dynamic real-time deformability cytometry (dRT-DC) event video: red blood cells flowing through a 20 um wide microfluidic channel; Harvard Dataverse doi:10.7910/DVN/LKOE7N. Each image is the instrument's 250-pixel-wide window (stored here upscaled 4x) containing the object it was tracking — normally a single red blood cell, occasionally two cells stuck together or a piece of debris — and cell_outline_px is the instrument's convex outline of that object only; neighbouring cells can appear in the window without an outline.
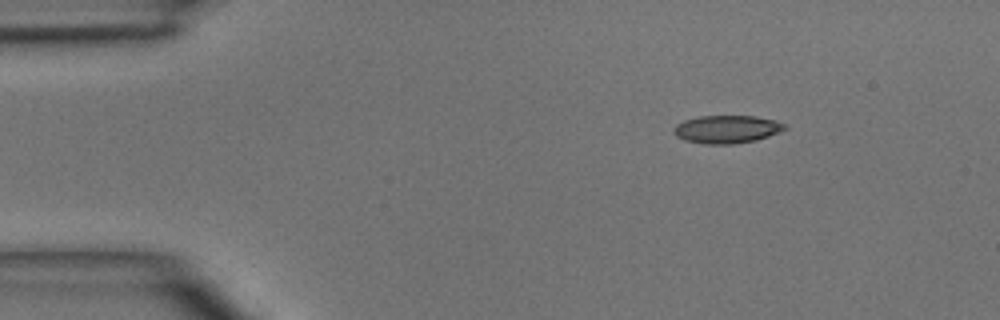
{"species": "common noctule bat (a hibernating species)", "species_latin": "Nyctalus noctula", "temperature_condition": "room temperature", "stored_images_in_passage": 3, "camera_frame_rate_fps": 3000, "um_per_image_px": 0.085, "animal": {"sex": "male", "body_mass_g": 15.6}, "frame": {"image": 1, "passage_image": 1, "time_ms": 0.0, "image_size_px": [1000, 320], "cell_outline_px": [[788, 128], [780, 132], [756, 140], [732, 144], [704, 144], [684, 140], [676, 136], [672, 132], [672, 128], [676, 124], [684, 120], [700, 116], [756, 116], [776, 120], [784, 124]], "centroid_in_image_um": [61.76, 10.98], "position_along_channel_um": 23.2, "area_um2": 18.21}}